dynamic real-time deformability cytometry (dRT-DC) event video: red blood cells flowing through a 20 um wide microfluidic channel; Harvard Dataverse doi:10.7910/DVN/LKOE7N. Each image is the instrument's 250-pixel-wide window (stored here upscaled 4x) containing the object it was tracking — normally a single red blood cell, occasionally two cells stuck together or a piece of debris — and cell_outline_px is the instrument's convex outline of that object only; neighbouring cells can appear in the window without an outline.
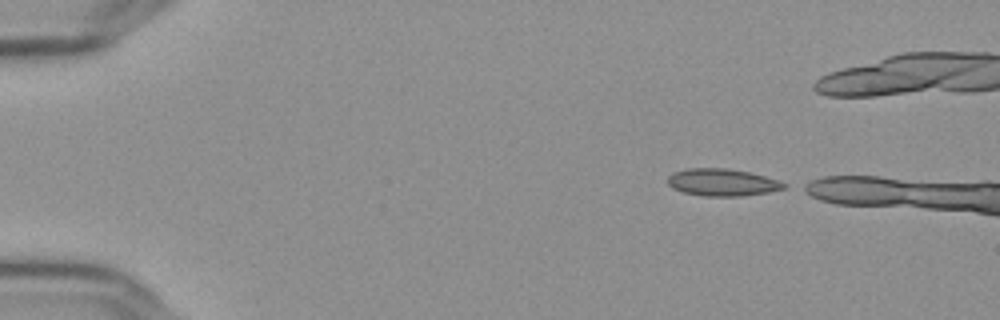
{"species": "Egyptian fruit bat (a non-hibernating species)", "species_latin": "Rousettus aegyptiacus", "temperature_condition": "cold", "stored_images_in_passage": 6, "camera_frame_rate_fps": 3000, "um_per_image_px": 0.085, "frame": {"image": 1, "passage_image": 1, "time_ms": 0.0, "image_size_px": [1000, 320], "cell_outline_px": [[788, 188], [768, 192], [740, 196], [704, 196], [684, 192], [672, 188], [668, 184], [668, 176], [672, 172], [688, 168], [724, 168], [748, 172], [780, 180], [788, 184]], "centroid_in_image_um": [61.41, 15.5], "position_along_channel_um": 23.6, "area_um2": 18.5}}